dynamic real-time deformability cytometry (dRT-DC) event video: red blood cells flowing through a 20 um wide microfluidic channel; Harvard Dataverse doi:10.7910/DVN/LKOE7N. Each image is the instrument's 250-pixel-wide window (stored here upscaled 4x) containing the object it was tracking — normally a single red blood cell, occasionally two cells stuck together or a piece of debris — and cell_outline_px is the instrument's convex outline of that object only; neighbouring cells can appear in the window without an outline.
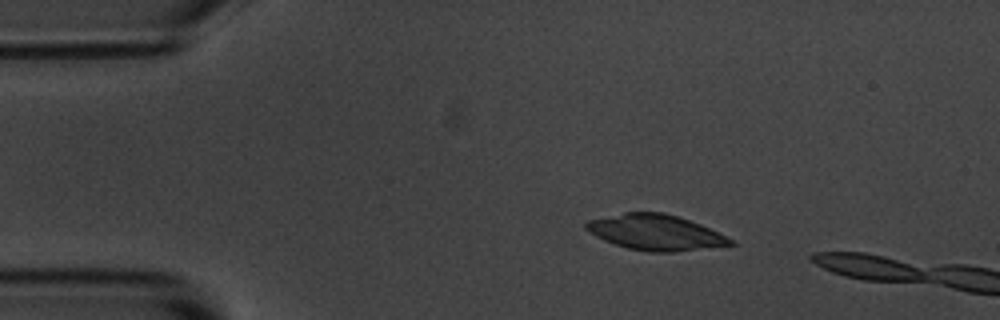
{"species": "common noctule bat (a hibernating species)", "species_latin": "Nyctalus noctula", "temperature_condition": "room temperature", "stored_images_in_passage": 3, "camera_frame_rate_fps": 3000, "um_per_image_px": 0.085, "animal": {"sex": "male", "body_mass_g": 20.1, "forearm_length_mm": 53.5}, "frame": {"image": 1, "passage_image": 2, "time_ms": 1.333, "image_size_px": [1000, 320], "cell_outline_px": [[736, 244], [672, 252], [648, 252], [628, 248], [604, 240], [596, 236], [584, 228], [584, 224], [588, 220], [624, 212], [664, 212], [700, 224], [732, 240]], "centroid_in_image_um": [55.66, 19.74], "position_along_channel_um": 29.3, "area_um2": 29.48}}